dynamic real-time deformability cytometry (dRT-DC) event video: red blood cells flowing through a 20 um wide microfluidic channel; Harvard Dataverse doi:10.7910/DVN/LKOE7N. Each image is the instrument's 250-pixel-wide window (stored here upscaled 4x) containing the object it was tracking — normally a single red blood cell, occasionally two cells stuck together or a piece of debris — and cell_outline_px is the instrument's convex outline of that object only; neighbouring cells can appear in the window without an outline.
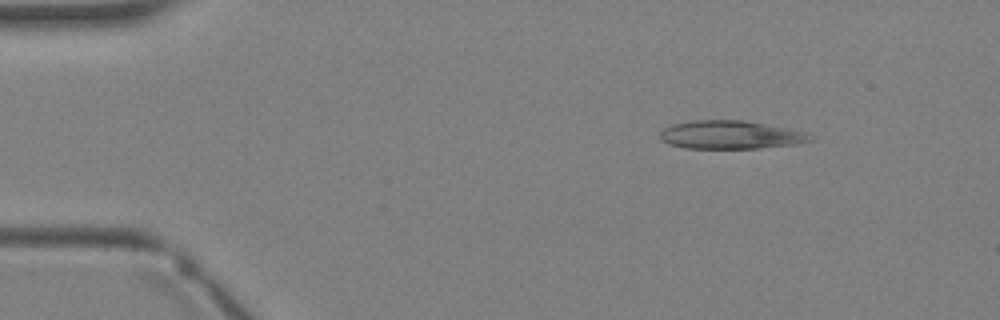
{"species": "Egyptian fruit bat (a non-hibernating species)", "species_latin": "Rousettus aegyptiacus", "temperature_condition": "warm", "stored_images_in_passage": 2, "camera_frame_rate_fps": 3000, "um_per_image_px": 0.085, "animal": {"sex": "female"}, "frame": {"image": 1, "passage_image": 1, "time_ms": 0.0, "image_size_px": [1000, 320], "cell_outline_px": [[816, 136], [812, 140], [796, 144], [756, 148], [684, 148], [668, 144], [660, 136], [660, 132], [664, 128], [672, 124], [692, 120], [744, 120], [788, 128], [808, 132]], "centroid_in_image_um": [62.14, 11.45], "position_along_channel_um": 22.9, "area_um2": 24.85}}